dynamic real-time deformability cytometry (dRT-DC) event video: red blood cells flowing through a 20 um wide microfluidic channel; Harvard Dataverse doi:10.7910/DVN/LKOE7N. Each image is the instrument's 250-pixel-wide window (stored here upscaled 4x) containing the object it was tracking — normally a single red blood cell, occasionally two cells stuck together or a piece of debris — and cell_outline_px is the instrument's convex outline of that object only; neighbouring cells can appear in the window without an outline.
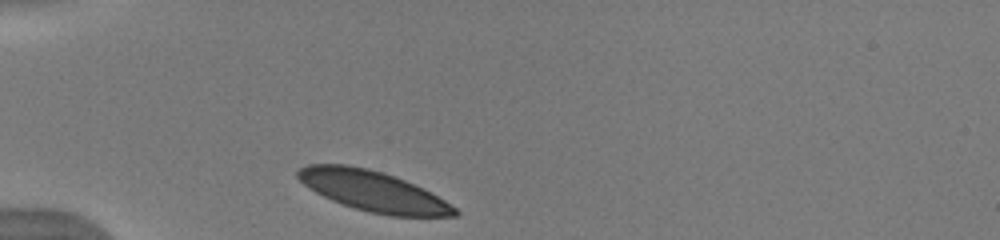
{"species": "human", "species_latin": "Homo sapiens", "temperature_condition": "warm", "stored_images_in_passage": 32, "camera_frame_rate_fps": 3000, "um_per_image_px": 0.085, "donor": {"sex": "male"}, "frame": {"image": 1, "passage_image": 1, "time_ms": 0.0, "image_size_px": [1000, 240], "cell_outline_px": [[460, 212], [456, 216], [388, 216], [368, 212], [332, 200], [308, 188], [296, 176], [296, 172], [300, 168], [308, 164], [348, 164], [368, 168], [404, 180], [444, 200], [456, 208]], "centroid_in_image_um": [31.67, 16.24], "position_along_channel_um": 53.3, "area_um2": 36.41}}
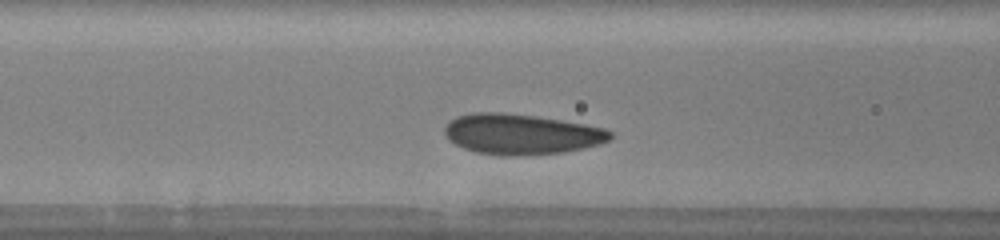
{"frame": {"image": 2, "passage_image": 8, "time_ms": 2.333, "image_size_px": [1000, 240], "cell_outline_px": [[612, 136], [608, 140], [600, 144], [584, 148], [564, 152], [508, 156], [504, 156], [476, 152], [464, 148], [448, 140], [444, 132], [444, 128], [456, 116], [472, 112], [504, 112], [536, 116], [584, 124], [604, 128], [612, 132]], "centroid_in_image_um": [44.29, 11.4], "position_along_channel_um": 122.3, "area_um2": 38.96}}
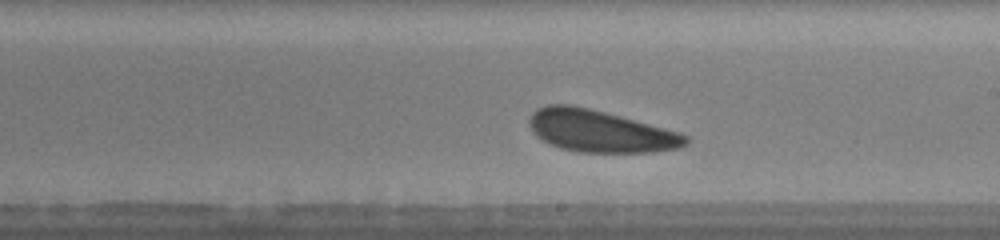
{"frame": {"image": 3, "passage_image": 17, "time_ms": 5.333, "image_size_px": [1000, 240], "cell_outline_px": [[692, 140], [688, 144], [680, 148], [652, 152], [576, 152], [560, 148], [548, 144], [536, 136], [532, 132], [528, 124], [528, 120], [532, 112], [536, 108], [548, 104], [572, 104], [620, 116], [680, 132], [688, 136]], "centroid_in_image_um": [50.99, 11.15], "position_along_channel_um": 238.0, "area_um2": 38.67}, "authors_computed_cell_mechanics": {"area_um2": 37.859, "velocity_mm_per_s": 3.8669, "shape_relaxation_time_tau1_ms": 1.2947, "shape_relaxation_time_tau2_ms": 2.9194, "deformation_change_tau1": 0.0531, "deformation_change_tau2": 0.0967}}